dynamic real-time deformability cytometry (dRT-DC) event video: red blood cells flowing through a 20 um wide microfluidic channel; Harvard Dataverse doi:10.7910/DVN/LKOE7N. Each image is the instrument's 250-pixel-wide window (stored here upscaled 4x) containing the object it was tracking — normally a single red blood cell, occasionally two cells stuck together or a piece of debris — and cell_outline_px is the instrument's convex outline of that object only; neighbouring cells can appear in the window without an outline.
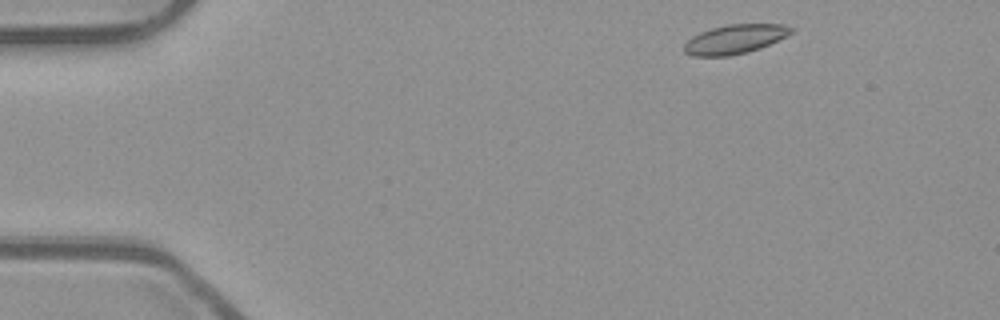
{"species": "common noctule bat (a hibernating species)", "species_latin": "Nyctalus noctula", "temperature_condition": "room temperature", "stored_images_in_passage": 11, "camera_frame_rate_fps": 3000, "um_per_image_px": 0.085, "animal": {"sex": "male", "body_mass_g": 23.1, "forearm_length_mm": 52.7}, "frame": {"image": 1, "passage_image": 2, "time_ms": 0.333, "image_size_px": [1000, 320], "cell_outline_px": [[796, 28], [792, 32], [760, 48], [748, 52], [728, 56], [692, 56], [684, 52], [684, 44], [692, 36], [700, 32], [712, 28], [728, 24], [784, 24]], "centroid_in_image_um": [62.44, 3.33], "position_along_channel_um": 22.6, "area_um2": 18.09}}